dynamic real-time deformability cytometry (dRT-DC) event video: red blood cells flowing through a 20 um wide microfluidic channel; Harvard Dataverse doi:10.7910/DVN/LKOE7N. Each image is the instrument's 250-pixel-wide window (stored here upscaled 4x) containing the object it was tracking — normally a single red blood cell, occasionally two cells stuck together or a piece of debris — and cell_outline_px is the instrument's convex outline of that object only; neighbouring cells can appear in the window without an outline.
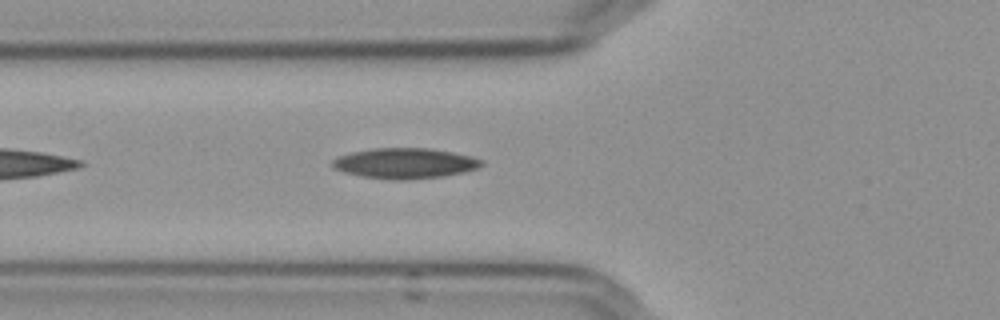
{"species": "Egyptian fruit bat (a non-hibernating species)", "species_latin": "Rousettus aegyptiacus", "temperature_condition": "cold", "stored_images_in_passage": 26, "camera_frame_rate_fps": 3000, "um_per_image_px": 0.085, "frame": {"image": 1, "passage_image": 5, "time_ms": 1.333, "image_size_px": [1000, 320], "cell_outline_px": [[484, 164], [480, 168], [464, 172], [440, 176], [408, 180], [392, 180], [360, 176], [344, 172], [332, 168], [332, 160], [340, 156], [352, 152], [376, 148], [432, 148], [452, 152], [484, 160]], "centroid_in_image_um": [34.42, 13.88], "position_along_channel_um": 91.4, "area_um2": 26.47}}
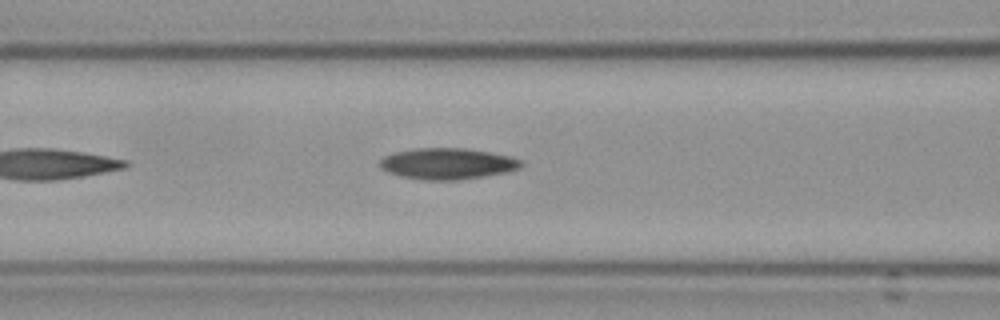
{"frame": {"image": 2, "passage_image": 8, "time_ms": 2.333, "image_size_px": [1000, 320], "cell_outline_px": [[524, 164], [520, 168], [504, 172], [460, 180], [424, 180], [404, 176], [388, 172], [380, 168], [380, 160], [384, 156], [396, 152], [412, 148], [464, 148], [488, 152], [508, 156], [520, 160]], "centroid_in_image_um": [38.01, 13.91], "position_along_channel_um": 128.6, "area_um2": 25.37}}